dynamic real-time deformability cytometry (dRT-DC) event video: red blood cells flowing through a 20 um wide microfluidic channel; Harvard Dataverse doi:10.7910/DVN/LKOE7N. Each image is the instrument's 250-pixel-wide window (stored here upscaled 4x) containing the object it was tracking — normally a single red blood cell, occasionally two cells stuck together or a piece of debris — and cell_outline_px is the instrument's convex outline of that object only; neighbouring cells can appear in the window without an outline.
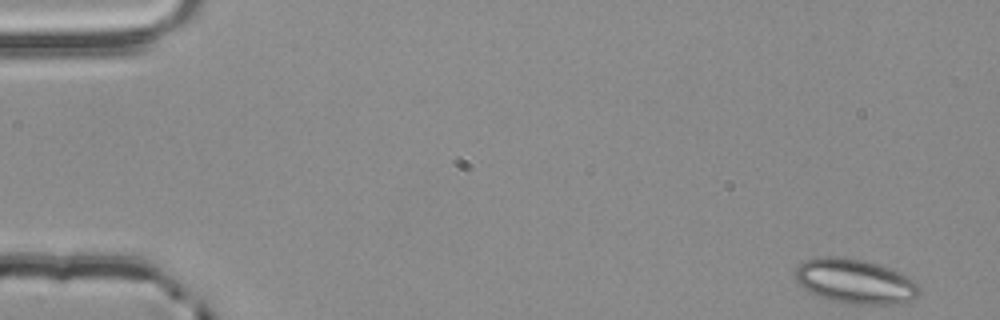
{"species": "common noctule bat (a hibernating species)", "species_latin": "Nyctalus noctula", "temperature_condition": "room temperature", "stored_images_in_passage": 4, "camera_frame_rate_fps": 3000, "um_per_image_px": 0.085, "animal": {"sex": "male", "body_mass_g": 20.4}, "frame": {"image": 1, "passage_image": 1, "time_ms": 0.0, "image_size_px": [1000, 320], "cell_outline_px": [[920, 292], [912, 300], [900, 304], [852, 304], [832, 300], [816, 296], [804, 288], [796, 280], [796, 268], [804, 260], [812, 256], [840, 256], [864, 260], [892, 268], [916, 280], [920, 288]], "centroid_in_image_um": [72.7, 23.9], "position_along_channel_um": 12.3, "area_um2": 32.71}}